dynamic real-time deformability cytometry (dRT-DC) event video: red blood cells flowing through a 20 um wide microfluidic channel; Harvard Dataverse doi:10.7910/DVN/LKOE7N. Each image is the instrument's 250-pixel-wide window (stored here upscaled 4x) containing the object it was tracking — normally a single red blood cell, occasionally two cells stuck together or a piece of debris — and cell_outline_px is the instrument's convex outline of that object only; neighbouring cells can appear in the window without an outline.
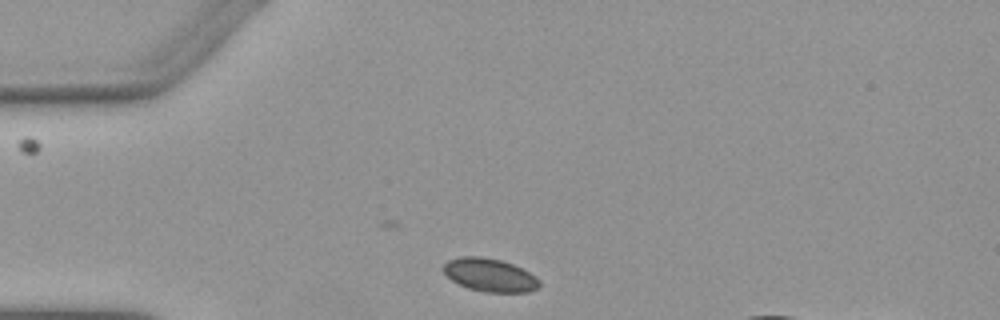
{"species": "Egyptian fruit bat (a non-hibernating species)", "species_latin": "Rousettus aegyptiacus", "temperature_condition": "warm", "stored_images_in_passage": 31, "camera_frame_rate_fps": 3000, "um_per_image_px": 0.085, "animal": {"sex": "female"}, "frame": {"image": 1, "passage_image": 1, "time_ms": 0.0, "image_size_px": [1000, 320], "cell_outline_px": [[540, 288], [528, 292], [484, 292], [468, 288], [452, 280], [440, 268], [448, 260], [460, 256], [480, 256], [500, 260], [512, 264], [528, 272], [540, 280]], "centroid_in_image_um": [41.62, 23.38], "position_along_channel_um": 43.4, "area_um2": 18.55}}
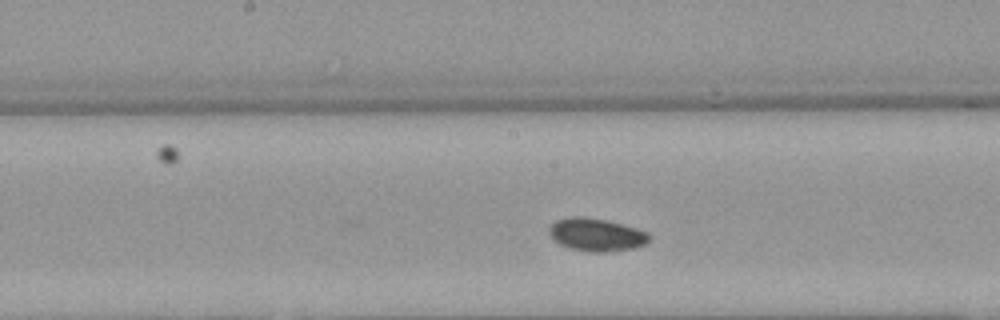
{"frame": {"image": 2, "passage_image": 15, "time_ms": 4.667, "image_size_px": [1000, 320], "cell_outline_px": [[652, 236], [648, 244], [636, 248], [608, 252], [588, 252], [572, 248], [560, 244], [552, 240], [548, 232], [548, 228], [556, 220], [572, 216], [584, 216], [604, 220], [636, 228], [648, 232]], "centroid_in_image_um": [50.71, 19.96], "position_along_channel_um": 197.5, "area_um2": 19.42}}
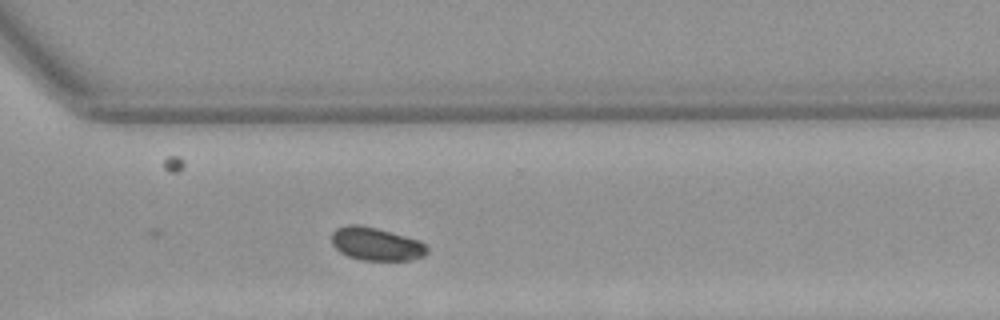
{"frame": {"image": 3, "passage_image": 26, "time_ms": 8.333, "image_size_px": [1000, 320], "cell_outline_px": [[428, 252], [424, 256], [412, 260], [360, 260], [348, 256], [340, 252], [332, 244], [332, 232], [336, 228], [348, 224], [356, 224], [376, 228], [420, 240], [428, 248]], "centroid_in_image_um": [31.97, 20.74], "position_along_channel_um": 338.6, "area_um2": 18.44}}